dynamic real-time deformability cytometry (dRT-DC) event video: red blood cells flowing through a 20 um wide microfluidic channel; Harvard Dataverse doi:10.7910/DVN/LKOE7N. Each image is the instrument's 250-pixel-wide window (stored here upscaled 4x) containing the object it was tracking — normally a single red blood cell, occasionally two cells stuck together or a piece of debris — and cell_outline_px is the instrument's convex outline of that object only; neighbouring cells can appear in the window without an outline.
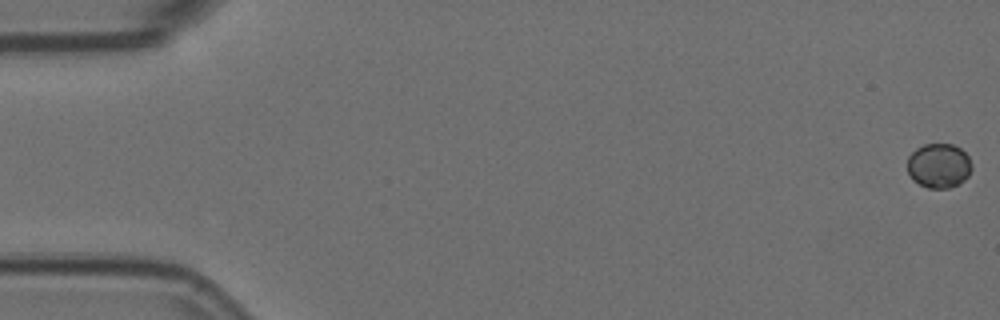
{"species": "Egyptian fruit bat (a non-hibernating species)", "species_latin": "Rousettus aegyptiacus", "temperature_condition": "room temperature", "stored_images_in_passage": 2, "camera_frame_rate_fps": 3000, "um_per_image_px": 0.085, "animal": {"sex": "female"}, "frame": {"image": 1, "passage_image": 1, "time_ms": 0.0, "image_size_px": [1000, 320], "cell_outline_px": [[972, 168], [968, 176], [964, 180], [948, 188], [928, 188], [912, 180], [908, 172], [908, 156], [916, 148], [924, 144], [952, 144], [960, 148], [968, 156], [972, 164]], "centroid_in_image_um": [79.79, 14.07], "position_along_channel_um": 5.2, "area_um2": 16.7}}